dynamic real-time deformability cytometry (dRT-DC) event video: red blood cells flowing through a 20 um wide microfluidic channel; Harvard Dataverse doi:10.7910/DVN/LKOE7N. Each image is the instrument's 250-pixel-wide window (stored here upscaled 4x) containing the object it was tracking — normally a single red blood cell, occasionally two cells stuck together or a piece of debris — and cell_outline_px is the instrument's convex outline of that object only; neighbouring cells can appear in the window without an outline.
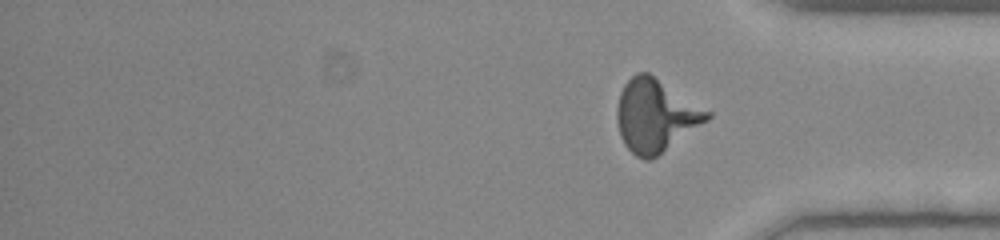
{"species": "human", "species_latin": "Homo sapiens", "temperature_condition": "room temperature", "stored_images_in_passage": 52, "segment_of_instrument_passage": [2, 2], "camera_frame_rate_fps": 3000, "um_per_image_px": 0.085, "donor": {"sex": "female"}, "frame": {"image": 1, "passage_image": 52, "time_ms": 17.0, "image_size_px": [1000, 240], "cell_outline_px": [[712, 116], [708, 120], [652, 160], [644, 160], [636, 156], [624, 144], [620, 136], [616, 116], [616, 112], [620, 92], [624, 84], [636, 72], [648, 72], [712, 112]], "centroid_in_image_um": [55.71, 9.83], "position_along_channel_um": 379.5, "area_um2": 38.09}}